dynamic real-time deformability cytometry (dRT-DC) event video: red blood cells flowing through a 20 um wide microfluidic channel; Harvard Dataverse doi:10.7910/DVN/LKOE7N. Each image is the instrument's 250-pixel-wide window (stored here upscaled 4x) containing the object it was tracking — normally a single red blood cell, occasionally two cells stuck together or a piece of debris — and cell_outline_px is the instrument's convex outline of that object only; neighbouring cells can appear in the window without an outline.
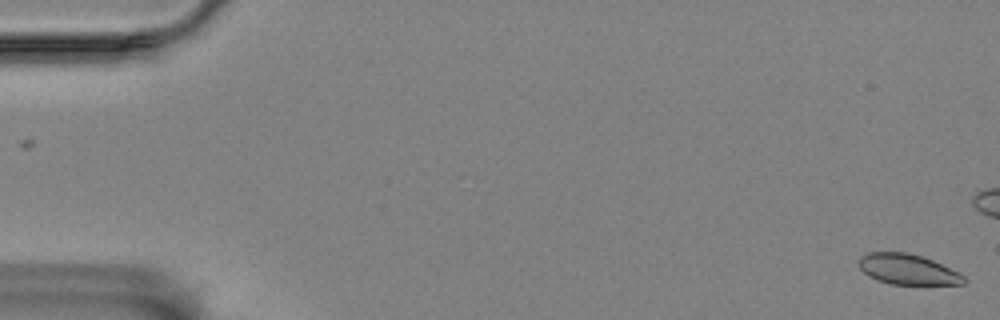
{"species": "Egyptian fruit bat (a non-hibernating species)", "species_latin": "Rousettus aegyptiacus", "temperature_condition": "room temperature", "stored_images_in_passage": 21, "camera_frame_rate_fps": 3000, "um_per_image_px": 0.085, "animal": {"sex": "female"}, "frame": {"image": 1, "passage_image": 1, "time_ms": 0.0, "image_size_px": [1000, 320], "cell_outline_px": [[968, 280], [964, 284], [892, 284], [876, 280], [868, 276], [860, 268], [856, 260], [860, 256], [868, 252], [908, 252], [924, 256], [964, 276]], "centroid_in_image_um": [77.1, 22.88], "position_along_channel_um": 7.9, "area_um2": 18.67}}